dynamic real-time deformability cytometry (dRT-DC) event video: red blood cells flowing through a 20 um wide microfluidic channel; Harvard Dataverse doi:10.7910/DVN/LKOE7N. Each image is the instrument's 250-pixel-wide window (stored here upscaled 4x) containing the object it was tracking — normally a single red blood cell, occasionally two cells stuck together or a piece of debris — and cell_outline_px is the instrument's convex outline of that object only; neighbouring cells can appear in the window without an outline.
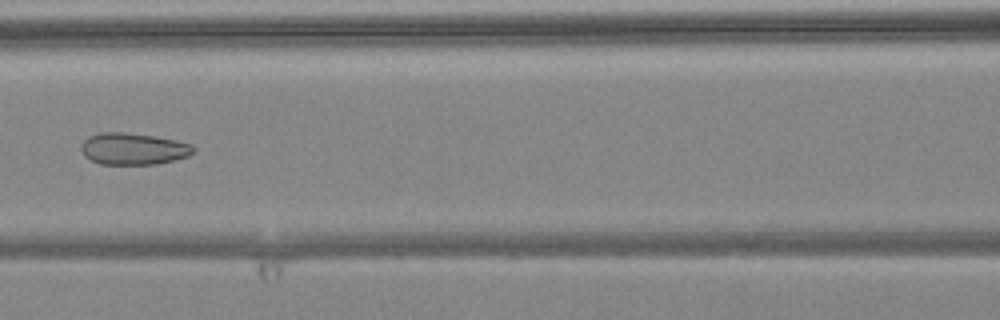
{"species": "common noctule bat (a hibernating species)", "species_latin": "Nyctalus noctula", "temperature_condition": "warm", "stored_images_in_passage": 6, "camera_frame_rate_fps": 3000, "um_per_image_px": 0.085, "animal": {"sex": "female", "body_mass_g": 24.6, "forearm_length_mm": 56.2}, "frame": {"image": 1, "passage_image": 6, "time_ms": 1.667, "image_size_px": [1000, 320], "cell_outline_px": [[196, 152], [188, 156], [156, 164], [100, 164], [84, 156], [80, 148], [80, 144], [88, 136], [100, 132], [124, 132], [156, 136], [176, 140], [192, 144], [196, 148]], "centroid_in_image_um": [11.33, 12.64], "position_along_channel_um": 155.3, "area_um2": 20.98}}